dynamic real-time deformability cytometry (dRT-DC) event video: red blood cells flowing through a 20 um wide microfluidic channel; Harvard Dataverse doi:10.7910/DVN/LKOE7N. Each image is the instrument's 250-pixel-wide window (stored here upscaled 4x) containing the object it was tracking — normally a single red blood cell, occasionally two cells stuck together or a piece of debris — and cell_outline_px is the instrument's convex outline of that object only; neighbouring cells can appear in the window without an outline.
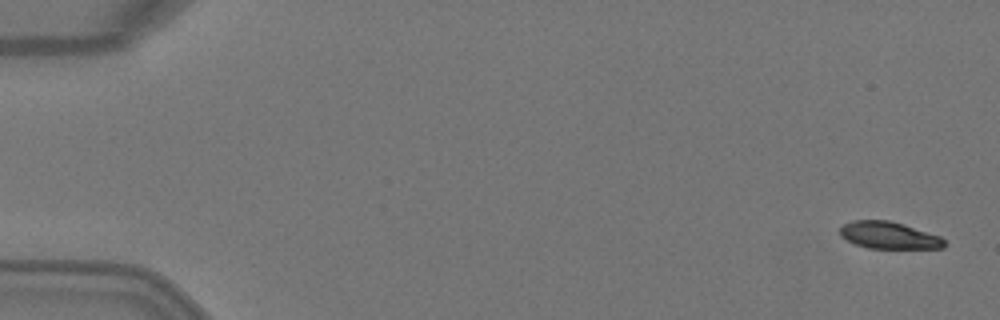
{"species": "Egyptian fruit bat (a non-hibernating species)", "species_latin": "Rousettus aegyptiacus", "temperature_condition": "warm", "stored_images_in_passage": 3, "camera_frame_rate_fps": 3000, "um_per_image_px": 0.085, "animal": {"sex": "female"}, "frame": {"image": 1, "passage_image": 1, "time_ms": 0.0, "image_size_px": [1000, 320], "cell_outline_px": [[944, 248], [868, 248], [856, 244], [840, 236], [840, 228], [844, 224], [852, 220], [888, 220], [904, 224], [940, 236], [944, 240]], "centroid_in_image_um": [75.54, 19.99], "position_along_channel_um": 9.5, "area_um2": 16.3}}